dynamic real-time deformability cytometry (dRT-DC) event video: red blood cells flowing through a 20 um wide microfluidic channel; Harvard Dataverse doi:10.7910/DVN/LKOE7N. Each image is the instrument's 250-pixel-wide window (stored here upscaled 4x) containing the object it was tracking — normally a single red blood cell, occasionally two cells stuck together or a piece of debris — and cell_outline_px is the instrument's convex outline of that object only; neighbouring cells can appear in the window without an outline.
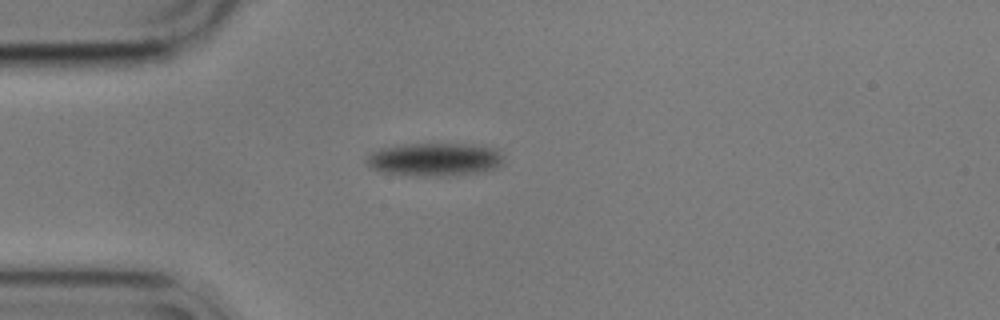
{"species": "common noctule bat (a hibernating species)", "species_latin": "Nyctalus noctula", "temperature_condition": "cold", "stored_images_in_passage": 49, "camera_frame_rate_fps": 3000, "um_per_image_px": 0.085, "animal": {"sex": "male", "body_mass_g": 17.9}, "frame": {"image": 1, "passage_image": 1, "time_ms": 0.0, "image_size_px": [1000, 320], "cell_outline_px": [[504, 164], [496, 168], [484, 172], [456, 176], [404, 176], [380, 172], [372, 168], [364, 160], [372, 152], [380, 148], [396, 144], [464, 144], [496, 148], [504, 156]], "centroid_in_image_um": [36.96, 13.57], "position_along_channel_um": 48.0, "area_um2": 27.28}}
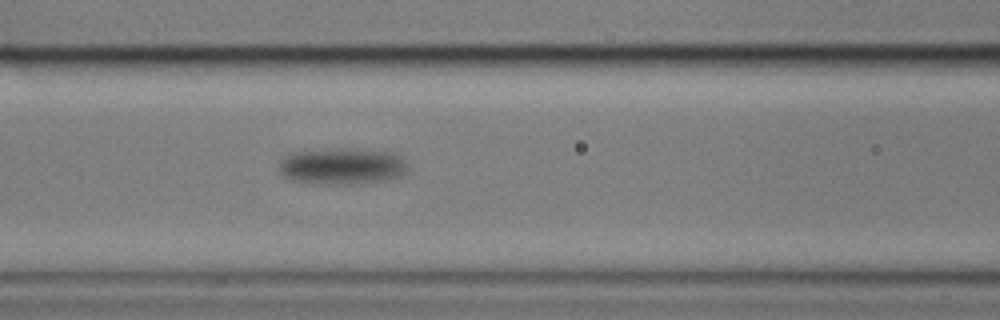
{"frame": {"image": 2, "passage_image": 11, "time_ms": 3.333, "image_size_px": [1000, 320], "cell_outline_px": [[404, 172], [400, 176], [388, 180], [364, 184], [324, 184], [292, 180], [284, 176], [280, 172], [280, 164], [284, 156], [292, 152], [340, 148], [344, 148], [392, 152], [404, 156]], "centroid_in_image_um": [29.09, 14.13], "position_along_channel_um": 137.5, "area_um2": 27.4}}
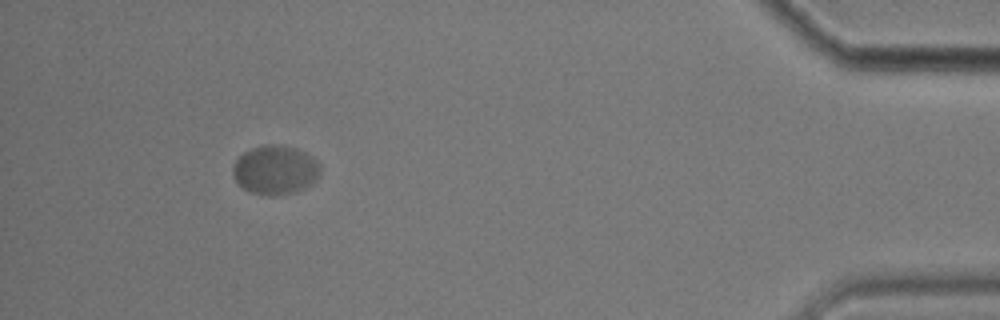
{"frame": {"image": 3, "passage_image": 44, "time_ms": 14.333, "image_size_px": [1000, 320], "cell_outline_px": [[320, 176], [312, 184], [296, 192], [272, 196], [268, 196], [248, 192], [232, 176], [232, 164], [244, 152], [252, 148], [264, 144], [276, 144], [296, 148], [312, 156], [320, 164]], "centroid_in_image_um": [23.4, 14.45], "position_along_channel_um": 411.8, "area_um2": 25.32}}